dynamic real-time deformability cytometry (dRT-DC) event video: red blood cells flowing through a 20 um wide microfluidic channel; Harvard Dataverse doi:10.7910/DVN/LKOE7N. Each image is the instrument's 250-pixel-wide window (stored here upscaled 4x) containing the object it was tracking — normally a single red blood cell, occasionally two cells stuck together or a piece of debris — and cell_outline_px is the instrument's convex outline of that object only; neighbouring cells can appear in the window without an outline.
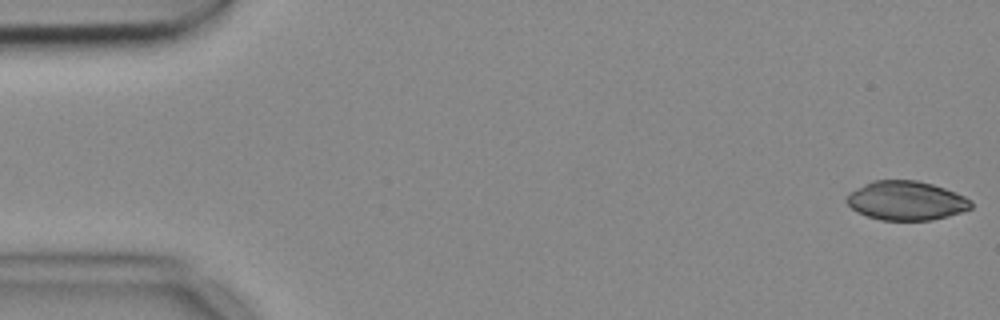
{"species": "common noctule bat (a hibernating species)", "species_latin": "Nyctalus noctula", "temperature_condition": "cold", "stored_images_in_passage": 54, "camera_frame_rate_fps": 3000, "um_per_image_px": 0.085, "animal": {"sex": "female", "body_mass_g": 18.4}, "frame": {"image": 1, "passage_image": 1, "time_ms": 0.0, "image_size_px": [1000, 320], "cell_outline_px": [[972, 208], [948, 216], [932, 220], [880, 220], [856, 212], [844, 200], [852, 192], [864, 184], [872, 180], [916, 180], [932, 184], [956, 192], [972, 200]], "centroid_in_image_um": [77.04, 17.06], "position_along_channel_um": 8.0, "area_um2": 28.26}}
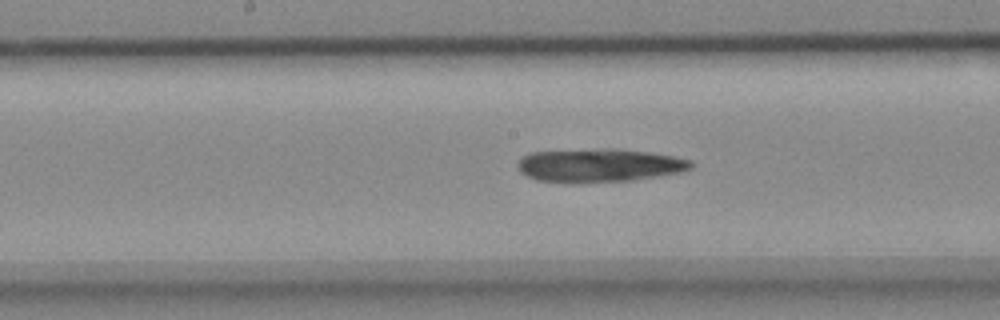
{"frame": {"image": 2, "passage_image": 27, "time_ms": 8.667, "image_size_px": [1000, 320], "cell_outline_px": [[692, 168], [680, 172], [660, 176], [632, 180], [584, 184], [576, 184], [536, 180], [520, 172], [516, 164], [524, 156], [532, 152], [604, 148], [612, 148], [648, 152], [672, 156], [692, 160]], "centroid_in_image_um": [50.92, 14.07], "position_along_channel_um": 197.3, "area_um2": 34.16}}
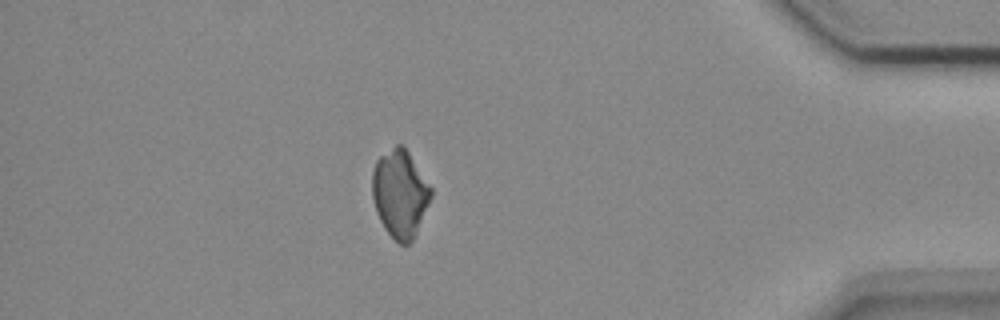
{"frame": {"image": 3, "passage_image": 47, "time_ms": 15.333, "image_size_px": [1000, 320], "cell_outline_px": [[432, 196], [416, 236], [408, 244], [400, 244], [384, 228], [376, 212], [372, 196], [372, 172], [376, 160], [380, 156], [396, 144], [400, 144], [408, 152], [432, 188]], "centroid_in_image_um": [34.0, 16.48], "position_along_channel_um": 401.2, "area_um2": 29.94}}